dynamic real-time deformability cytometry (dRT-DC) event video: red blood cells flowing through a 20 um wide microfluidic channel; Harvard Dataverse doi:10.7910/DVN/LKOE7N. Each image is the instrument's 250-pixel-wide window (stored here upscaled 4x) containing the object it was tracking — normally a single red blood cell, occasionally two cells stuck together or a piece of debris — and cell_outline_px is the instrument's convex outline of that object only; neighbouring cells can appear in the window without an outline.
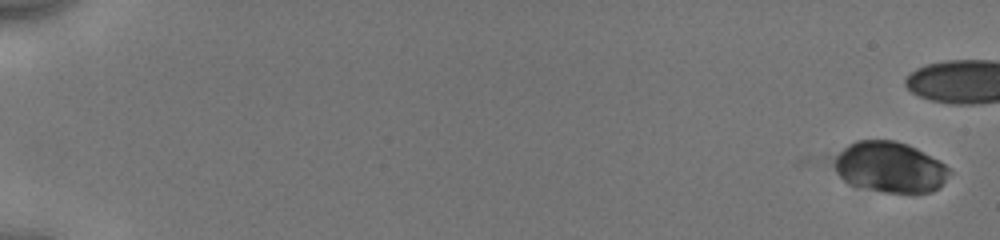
{"species": "human", "species_latin": "Homo sapiens", "temperature_condition": "cold", "stored_images_in_passage": 39, "camera_frame_rate_fps": 3000, "um_per_image_px": 0.085, "donor": {"sex": "male"}, "frame": {"image": 1, "passage_image": 1, "time_ms": 0.0, "image_size_px": [1000, 240], "cell_outline_px": [[952, 172], [940, 188], [932, 192], [884, 192], [856, 188], [848, 184], [836, 172], [832, 164], [832, 160], [848, 144], [856, 140], [896, 140], [908, 144], [940, 160]], "centroid_in_image_um": [75.62, 14.21], "position_along_channel_um": 9.4, "area_um2": 34.56}}
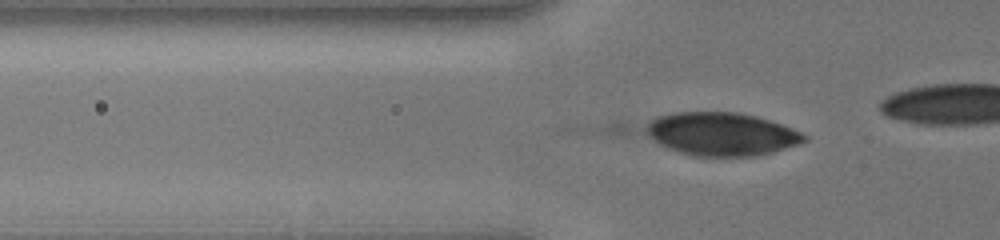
{"frame": {"image": 2, "passage_image": 33, "time_ms": 6.0, "image_size_px": [1000, 240], "cell_outline_px": [[808, 140], [800, 144], [772, 152], [756, 156], [692, 156], [668, 148], [660, 144], [640, 132], [640, 128], [648, 120], [656, 116], [676, 112], [736, 112], [756, 116], [792, 128], [808, 136]], "centroid_in_image_um": [61.24, 11.39], "position_along_channel_um": 64.6, "area_um2": 40.34}}